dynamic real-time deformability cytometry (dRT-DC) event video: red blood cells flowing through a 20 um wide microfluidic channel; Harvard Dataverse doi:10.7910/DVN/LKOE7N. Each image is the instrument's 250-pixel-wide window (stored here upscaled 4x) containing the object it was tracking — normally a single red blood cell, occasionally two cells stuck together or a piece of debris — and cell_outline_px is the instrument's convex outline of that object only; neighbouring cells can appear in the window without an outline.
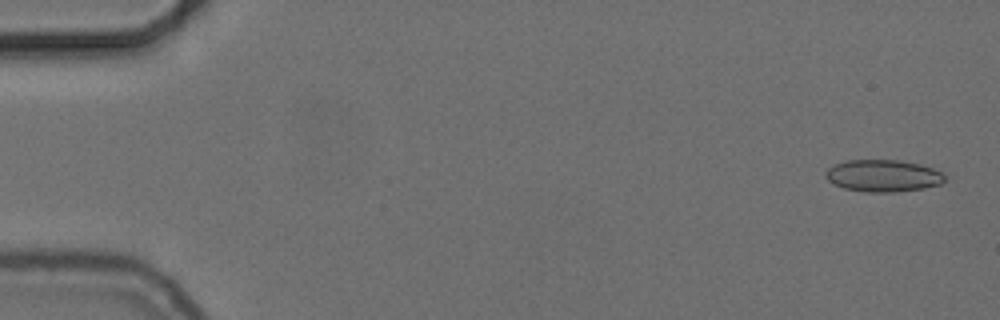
{"species": "common noctule bat (a hibernating species)", "species_latin": "Nyctalus noctula", "temperature_condition": "cold", "stored_images_in_passage": 55, "camera_frame_rate_fps": 3000, "um_per_image_px": 0.085, "animal": {"sex": "female", "body_mass_g": 24.6, "forearm_length_mm": 56.2}, "frame": {"image": 1, "passage_image": 2, "time_ms": 0.333, "image_size_px": [1000, 320], "cell_outline_px": [[944, 180], [940, 184], [924, 188], [896, 192], [864, 192], [844, 188], [828, 180], [824, 176], [824, 172], [828, 168], [844, 160], [900, 160], [920, 164], [944, 172]], "centroid_in_image_um": [75.06, 14.93], "position_along_channel_um": 9.9, "area_um2": 22.31}}
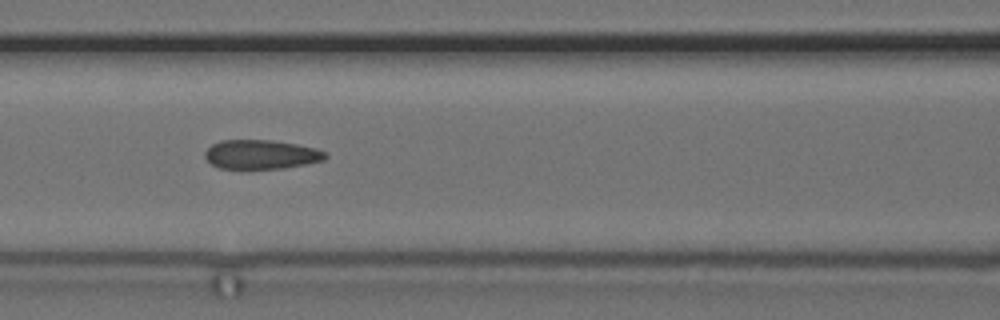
{"frame": {"image": 2, "passage_image": 24, "time_ms": 7.667, "image_size_px": [1000, 320], "cell_outline_px": [[328, 156], [324, 160], [284, 168], [220, 168], [212, 164], [204, 156], [204, 152], [212, 144], [220, 140], [272, 140], [296, 144], [316, 148], [324, 152]], "centroid_in_image_um": [22.18, 13.12], "position_along_channel_um": 144.4, "area_um2": 20.29}}
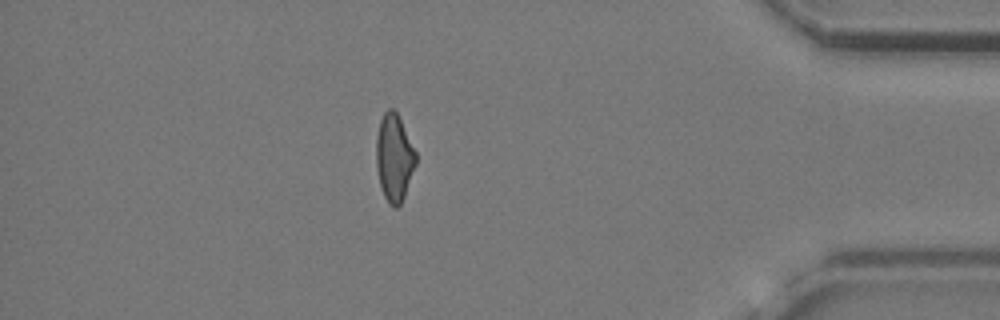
{"frame": {"image": 3, "passage_image": 48, "time_ms": 15.667, "image_size_px": [1000, 320], "cell_outline_px": [[416, 164], [404, 196], [400, 204], [396, 208], [392, 208], [388, 204], [380, 188], [376, 168], [376, 136], [380, 120], [384, 112], [388, 108], [392, 108], [396, 112], [416, 152]], "centroid_in_image_um": [33.48, 13.44], "position_along_channel_um": 401.7, "area_um2": 20.17}, "authors_computed_cell_mechanics": {"area_um2": 21.1548, "velocity_mm_per_s": 3.7199, "shape_relaxation_time_tau1_ms": null, "shape_relaxation_time_tau2_ms": 2.2581, "deformation_change_tau1": null, "deformation_change_tau2": 0.082}}